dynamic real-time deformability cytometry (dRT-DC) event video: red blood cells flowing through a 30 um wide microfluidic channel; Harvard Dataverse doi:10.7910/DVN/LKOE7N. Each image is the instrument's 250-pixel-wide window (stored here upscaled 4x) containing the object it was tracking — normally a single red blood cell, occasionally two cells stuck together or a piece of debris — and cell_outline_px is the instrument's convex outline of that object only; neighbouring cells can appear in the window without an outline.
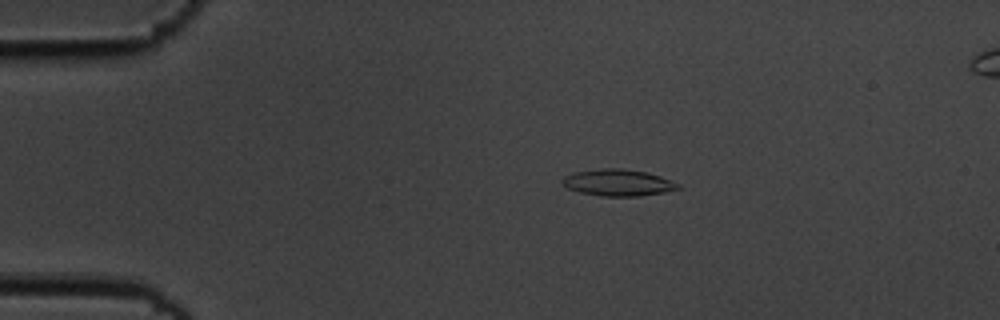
{"species": "common noctule bat (a hibernating species)", "species_latin": "Nyctalus noctula", "temperature_condition": "cold", "stored_images_in_passage": 5, "camera_frame_rate_fps": 3000, "um_per_image_px": 0.085, "animal": {"sex": "male", "body_mass_g": 19.5, "forearm_length_mm": 54.6}, "frame": {"image": 1, "passage_image": 3, "time_ms": 0.667, "image_size_px": [1000, 320], "cell_outline_px": [[680, 188], [664, 192], [640, 196], [600, 196], [580, 192], [564, 188], [560, 180], [564, 176], [572, 172], [600, 168], [624, 168], [644, 172], [660, 176], [680, 184]], "centroid_in_image_um": [52.46, 15.52], "position_along_channel_um": 32.5, "area_um2": 18.15}}
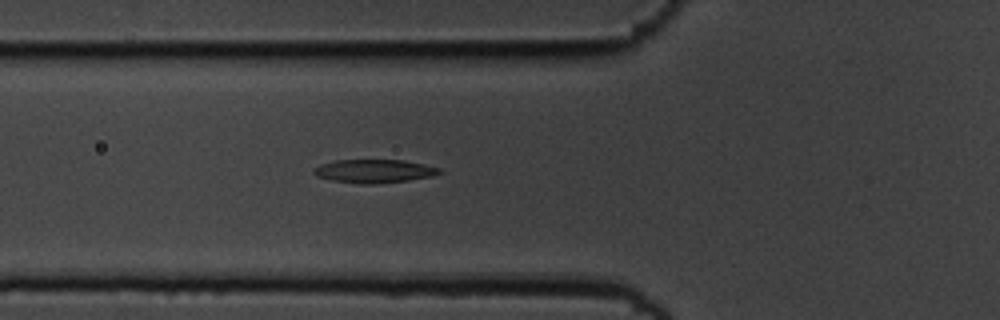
{"frame": {"image": 2, "passage_image": 5, "time_ms": 1.333, "image_size_px": [1000, 320], "cell_outline_px": [[444, 172], [432, 176], [408, 180], [376, 184], [360, 184], [332, 180], [316, 176], [312, 172], [320, 164], [336, 160], [404, 160], [424, 164], [440, 168]], "centroid_in_image_um": [31.82, 14.54], "position_along_channel_um": 94.0, "area_um2": 17.17}}